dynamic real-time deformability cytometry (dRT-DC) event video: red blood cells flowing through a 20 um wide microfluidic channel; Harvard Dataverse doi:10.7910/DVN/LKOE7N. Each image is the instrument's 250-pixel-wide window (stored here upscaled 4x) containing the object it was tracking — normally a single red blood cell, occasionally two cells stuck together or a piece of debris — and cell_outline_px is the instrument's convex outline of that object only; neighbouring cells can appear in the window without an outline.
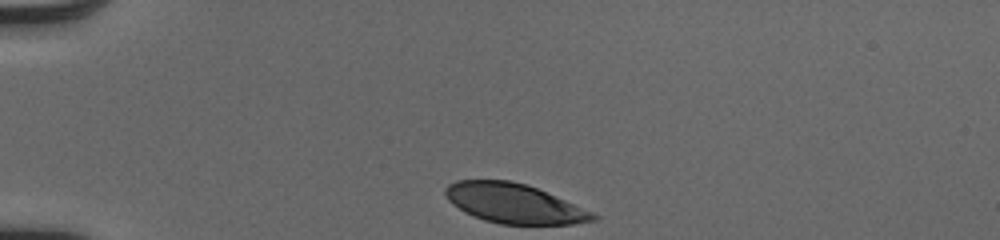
{"species": "human", "species_latin": "Homo sapiens", "temperature_condition": "cold", "stored_images_in_passage": 32, "camera_frame_rate_fps": 3000, "um_per_image_px": 0.085, "donor": {"sex": "male"}, "frame": {"image": 1, "passage_image": 1, "time_ms": 0.0, "image_size_px": [1000, 240], "cell_outline_px": [[600, 216], [596, 220], [572, 224], [500, 224], [484, 220], [472, 216], [464, 212], [452, 204], [448, 200], [444, 192], [444, 188], [448, 184], [456, 180], [508, 180], [524, 184], [536, 188], [592, 212]], "centroid_in_image_um": [43.64, 17.3], "position_along_channel_um": 41.4, "area_um2": 33.81}}
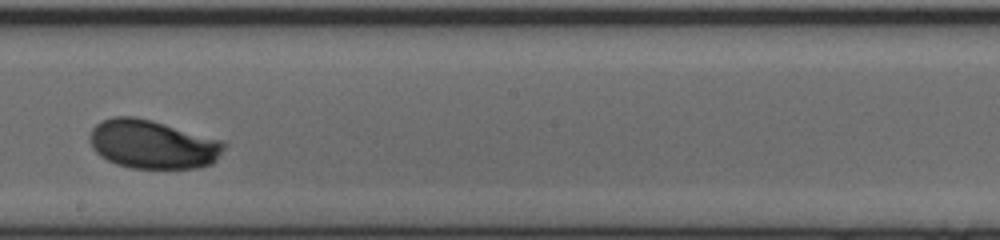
{"frame": {"image": 2, "passage_image": 19, "time_ms": 6.0, "image_size_px": [1000, 240], "cell_outline_px": [[224, 148], [216, 160], [212, 164], [196, 168], [132, 168], [116, 164], [100, 156], [92, 148], [88, 140], [88, 136], [92, 128], [100, 120], [112, 116], [132, 116], [152, 120], [224, 140]], "centroid_in_image_um": [12.94, 12.25], "position_along_channel_um": 235.3, "area_um2": 38.44}}
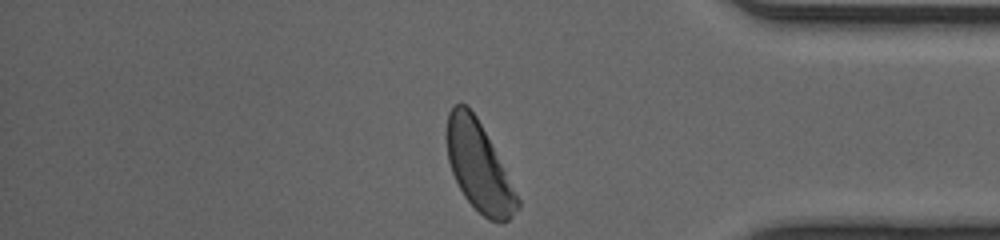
{"frame": {"image": 3, "passage_image": 32, "time_ms": 10.333, "image_size_px": [1000, 240], "cell_outline_px": [[520, 208], [508, 220], [500, 224], [488, 220], [464, 196], [452, 172], [448, 160], [444, 136], [448, 112], [452, 104], [464, 104], [476, 116], [504, 168], [520, 200]], "centroid_in_image_um": [40.67, 14.16], "position_along_channel_um": 394.5, "area_um2": 36.47}, "authors_computed_cell_mechanics": {"area_um2": 37.4544, "velocity_mm_per_s": 4.0481, "shape_relaxation_time_tau1_ms": 2.2169, "shape_relaxation_time_tau2_ms": null, "deformation_change_tau1": 0.1292, "deformation_change_tau2": null}}